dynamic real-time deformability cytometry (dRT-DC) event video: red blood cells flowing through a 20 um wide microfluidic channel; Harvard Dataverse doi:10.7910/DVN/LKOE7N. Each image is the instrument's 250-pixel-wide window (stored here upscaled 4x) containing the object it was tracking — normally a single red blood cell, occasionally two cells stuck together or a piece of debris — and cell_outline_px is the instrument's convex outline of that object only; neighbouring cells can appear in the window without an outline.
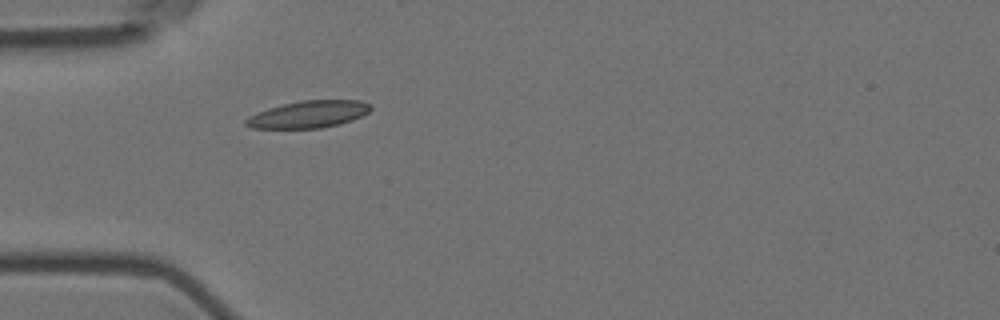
{"species": "Egyptian fruit bat (a non-hibernating species)", "species_latin": "Rousettus aegyptiacus", "temperature_condition": "room temperature", "stored_images_in_passage": 41, "camera_frame_rate_fps": 3000, "um_per_image_px": 0.085, "animal": {"sex": "female"}, "frame": {"image": 1, "passage_image": 1, "time_ms": 0.0, "image_size_px": [1000, 320], "cell_outline_px": [[372, 108], [368, 112], [352, 120], [340, 124], [320, 128], [252, 128], [244, 124], [244, 120], [248, 116], [256, 112], [268, 108], [300, 100], [360, 100], [368, 104]], "centroid_in_image_um": [26.19, 9.71], "position_along_channel_um": 58.8, "area_um2": 19.65}}
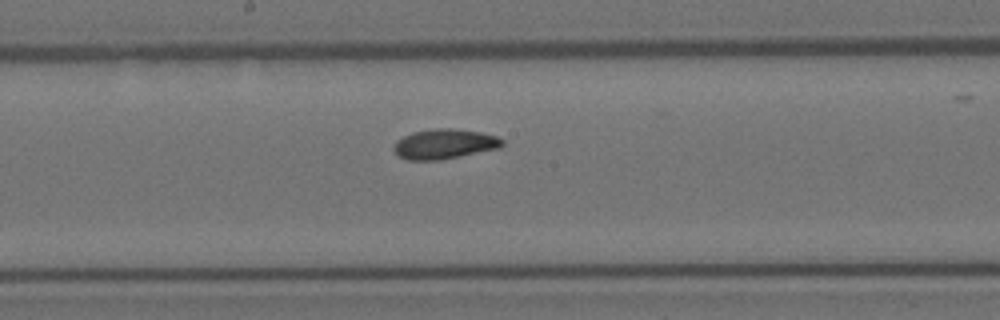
{"frame": {"image": 2, "passage_image": 14, "time_ms": 4.333, "image_size_px": [1000, 320], "cell_outline_px": [[504, 144], [500, 148], [440, 160], [408, 160], [400, 156], [392, 148], [396, 140], [412, 132], [436, 128], [452, 128], [480, 132], [496, 136], [504, 140]], "centroid_in_image_um": [37.78, 12.23], "position_along_channel_um": 210.4, "area_um2": 18.9}}
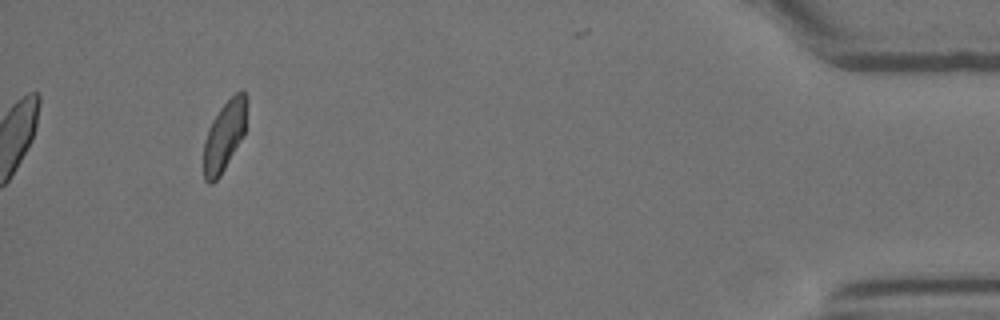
{"frame": {"image": 3, "passage_image": 37, "time_ms": 12.0, "image_size_px": [1000, 320], "cell_outline_px": [[248, 100], [244, 136], [220, 176], [212, 184], [208, 184], [204, 180], [204, 140], [208, 128], [212, 120], [220, 108], [240, 88], [248, 96]], "centroid_in_image_um": [19.09, 11.53], "position_along_channel_um": 416.1, "area_um2": 17.92}, "authors_computed_cell_mechanics": {"area_um2": 18.3226, "velocity_mm_per_s": 3.5728, "shape_relaxation_time_tau1_ms": 3.9854, "shape_relaxation_time_tau2_ms": 3.2536, "deformation_change_tau1": 0.1316, "deformation_change_tau2": 0.0849}}